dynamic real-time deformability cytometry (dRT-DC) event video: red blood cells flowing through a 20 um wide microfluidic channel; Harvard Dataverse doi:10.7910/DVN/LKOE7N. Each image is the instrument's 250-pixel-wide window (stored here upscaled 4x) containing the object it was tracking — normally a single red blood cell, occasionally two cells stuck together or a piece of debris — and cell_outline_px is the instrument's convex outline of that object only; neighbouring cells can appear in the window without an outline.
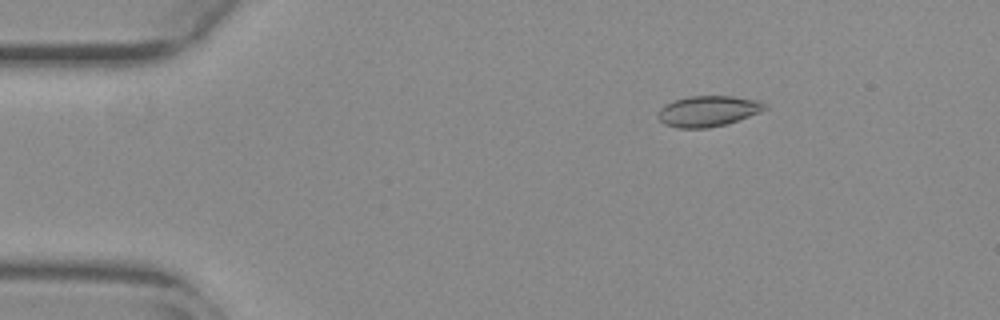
{"species": "common noctule bat (a hibernating species)", "species_latin": "Nyctalus noctula", "temperature_condition": "warm", "stored_images_in_passage": 55, "camera_frame_rate_fps": 3000, "um_per_image_px": 0.085, "animal": {"sex": "female", "body_mass_g": 29.2, "forearm_length_mm": 56.3}, "frame": {"image": 1, "passage_image": 9, "time_ms": 2.667, "image_size_px": [1000, 320], "cell_outline_px": [[768, 108], [760, 112], [724, 124], [708, 128], [680, 128], [664, 124], [656, 116], [660, 108], [664, 104], [688, 96], [732, 96], [760, 100], [768, 104]], "centroid_in_image_um": [60.18, 9.43], "position_along_channel_um": 24.8, "area_um2": 19.13}}
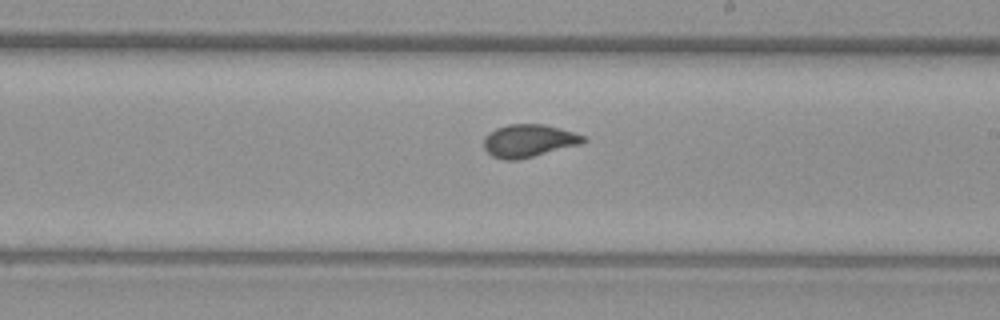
{"frame": {"image": 2, "passage_image": 32, "time_ms": 10.333, "image_size_px": [1000, 320], "cell_outline_px": [[588, 140], [580, 144], [520, 160], [504, 160], [492, 156], [484, 148], [484, 136], [488, 132], [496, 128], [508, 124], [544, 124], [560, 128], [584, 136]], "centroid_in_image_um": [44.91, 11.97], "position_along_channel_um": 244.1, "area_um2": 19.07}}
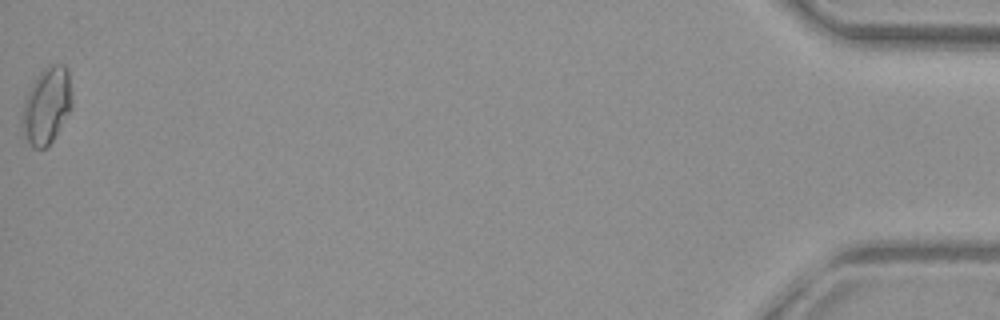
{"frame": {"image": 3, "passage_image": 55, "time_ms": 18.0, "image_size_px": [1000, 320], "cell_outline_px": [[72, 104], [68, 112], [52, 140], [44, 148], [32, 148], [24, 136], [20, 120], [24, 100], [28, 88], [36, 76], [44, 68], [52, 64], [64, 64], [68, 68], [72, 100]], "centroid_in_image_um": [3.93, 8.94], "position_along_channel_um": 431.3, "area_um2": 22.25}, "authors_computed_cell_mechanics": {"area_um2": 18.785, "velocity_mm_per_s": 3.8072, "shape_relaxation_time_tau1_ms": 6.6803, "shape_relaxation_time_tau2_ms": null, "deformation_change_tau1": 0.1693, "deformation_change_tau2": null}}